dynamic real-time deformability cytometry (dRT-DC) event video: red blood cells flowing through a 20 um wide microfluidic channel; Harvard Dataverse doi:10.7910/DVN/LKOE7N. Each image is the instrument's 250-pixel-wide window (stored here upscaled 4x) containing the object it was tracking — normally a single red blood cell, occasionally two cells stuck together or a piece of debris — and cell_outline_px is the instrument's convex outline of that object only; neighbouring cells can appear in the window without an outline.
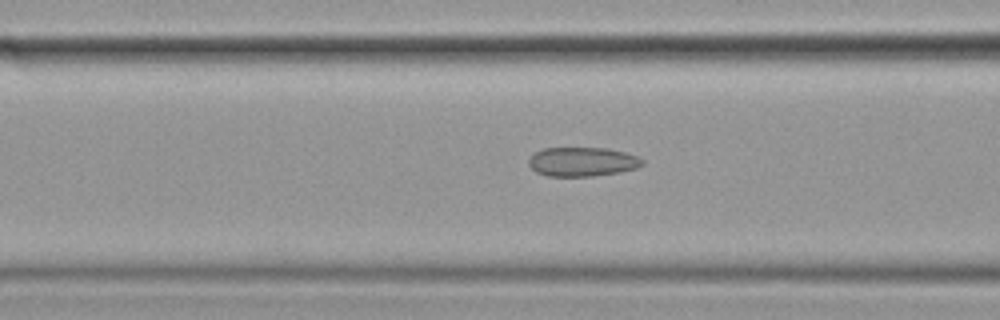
{"species": "common noctule bat (a hibernating species)", "species_latin": "Nyctalus noctula", "temperature_condition": "cold", "stored_images_in_passage": 46, "camera_frame_rate_fps": 3000, "um_per_image_px": 0.085, "animal": {"sex": "female", "body_mass_g": 19.9}, "frame": {"image": 1, "passage_image": 22, "time_ms": 7.0, "image_size_px": [1000, 320], "cell_outline_px": [[644, 164], [636, 168], [620, 172], [592, 176], [548, 176], [536, 172], [528, 164], [528, 160], [536, 152], [544, 148], [608, 148], [624, 152], [636, 156], [644, 160]], "centroid_in_image_um": [49.5, 13.75], "position_along_channel_um": 117.1, "area_um2": 19.25}}
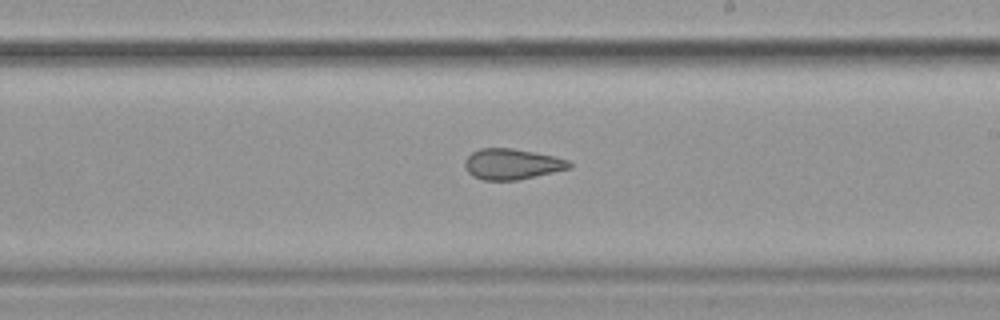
{"frame": {"image": 2, "passage_image": 33, "time_ms": 10.667, "image_size_px": [1000, 320], "cell_outline_px": [[572, 168], [516, 180], [484, 180], [472, 176], [468, 172], [464, 164], [464, 160], [472, 152], [480, 148], [512, 148], [552, 156], [568, 160], [572, 164]], "centroid_in_image_um": [43.49, 13.95], "position_along_channel_um": 245.5, "area_um2": 18.55}}
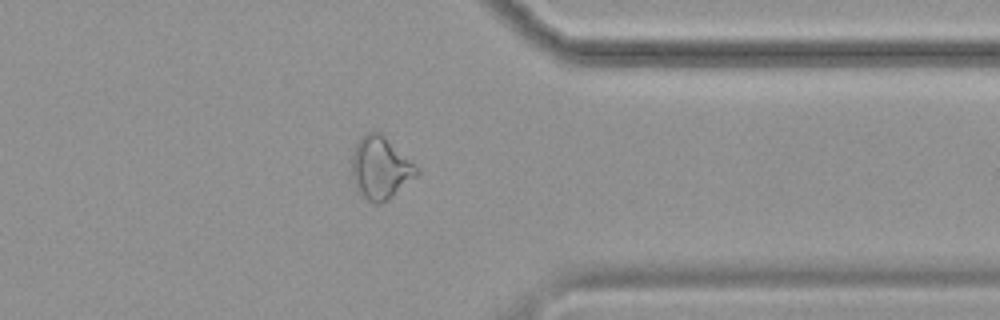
{"frame": {"image": 3, "passage_image": 45, "time_ms": 14.667, "image_size_px": [1000, 320], "cell_outline_px": [[420, 172], [416, 176], [388, 200], [380, 204], [376, 204], [368, 200], [364, 196], [352, 180], [352, 152], [356, 144], [368, 132], [380, 132], [420, 168]], "centroid_in_image_um": [32.36, 14.28], "position_along_channel_um": 379.0, "area_um2": 23.29}}